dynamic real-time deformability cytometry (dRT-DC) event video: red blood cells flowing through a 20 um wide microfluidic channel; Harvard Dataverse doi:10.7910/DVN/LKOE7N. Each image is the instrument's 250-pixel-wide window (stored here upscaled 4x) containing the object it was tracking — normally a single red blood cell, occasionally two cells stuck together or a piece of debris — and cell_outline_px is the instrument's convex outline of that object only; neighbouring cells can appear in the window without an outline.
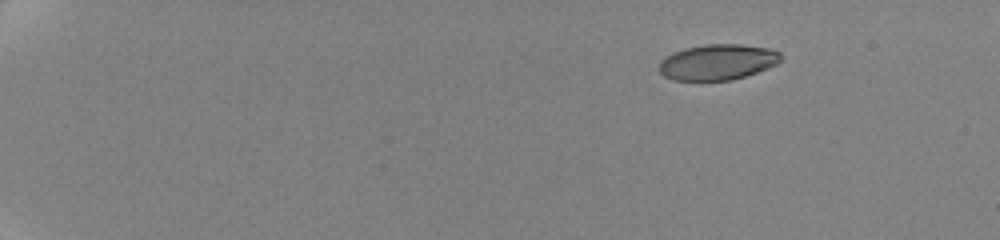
{"species": "human", "species_latin": "Homo sapiens", "temperature_condition": "cold", "stored_images_in_passage": 42, "camera_frame_rate_fps": 3000, "um_per_image_px": 0.085, "donor": {"sex": "female"}, "frame": {"image": 1, "passage_image": 1, "time_ms": 0.0, "image_size_px": [1000, 240], "cell_outline_px": [[784, 60], [768, 68], [732, 80], [672, 80], [664, 76], [660, 72], [660, 60], [672, 52], [684, 48], [704, 44], [740, 44], [768, 48], [780, 52], [784, 56]], "centroid_in_image_um": [61.02, 5.26], "position_along_channel_um": 24.0, "area_um2": 25.49}}
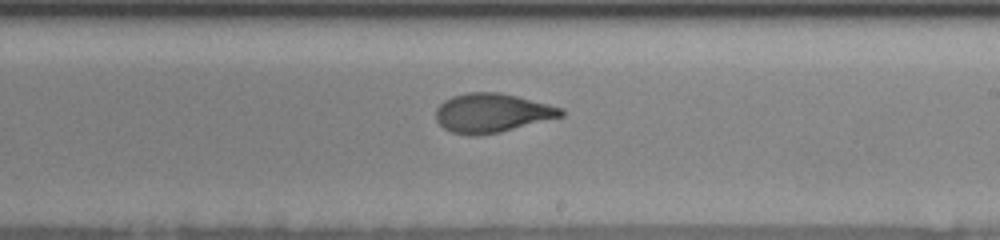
{"frame": {"image": 2, "passage_image": 22, "time_ms": 10.333, "image_size_px": [1000, 240], "cell_outline_px": [[564, 116], [500, 132], [476, 136], [468, 136], [452, 132], [444, 128], [436, 120], [436, 108], [444, 100], [452, 96], [468, 92], [500, 92], [564, 108]], "centroid_in_image_um": [41.81, 9.6], "position_along_channel_um": 247.2, "area_um2": 28.55}}
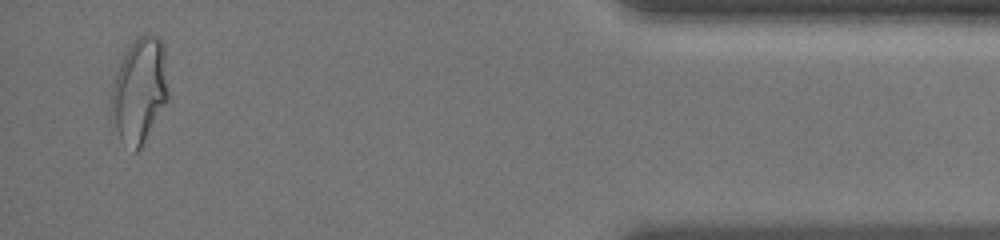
{"frame": {"image": 3, "passage_image": 39, "time_ms": 16.667, "image_size_px": [1000, 240], "cell_outline_px": [[168, 100], [140, 148], [136, 152], [120, 140], [116, 128], [112, 108], [112, 88], [116, 72], [128, 48], [140, 36], [152, 32], [160, 36], [164, 44], [168, 92]], "centroid_in_image_um": [11.9, 7.64], "position_along_channel_um": 423.3, "area_um2": 34.39}, "authors_computed_cell_mechanics": {"area_um2": 28.0908, "velocity_mm_per_s": 3.5153, "shape_relaxation_time_tau1_ms": 5.4608, "shape_relaxation_time_tau2_ms": 1.0712, "deformation_change_tau1": 0.1826, "deformation_change_tau2": 0.0709}}